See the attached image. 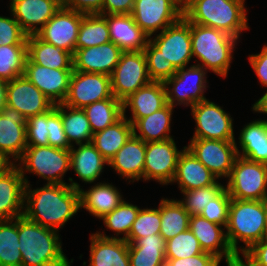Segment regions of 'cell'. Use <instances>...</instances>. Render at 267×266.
<instances>
[{
    "mask_svg": "<svg viewBox=\"0 0 267 266\" xmlns=\"http://www.w3.org/2000/svg\"><path fill=\"white\" fill-rule=\"evenodd\" d=\"M203 252L198 239L189 228L166 241V259L192 257Z\"/></svg>",
    "mask_w": 267,
    "mask_h": 266,
    "instance_id": "44",
    "label": "cell"
},
{
    "mask_svg": "<svg viewBox=\"0 0 267 266\" xmlns=\"http://www.w3.org/2000/svg\"><path fill=\"white\" fill-rule=\"evenodd\" d=\"M27 45L0 46V79L11 81L24 74Z\"/></svg>",
    "mask_w": 267,
    "mask_h": 266,
    "instance_id": "42",
    "label": "cell"
},
{
    "mask_svg": "<svg viewBox=\"0 0 267 266\" xmlns=\"http://www.w3.org/2000/svg\"><path fill=\"white\" fill-rule=\"evenodd\" d=\"M182 152L178 150L174 138L146 143L143 181L152 179L161 185L171 183Z\"/></svg>",
    "mask_w": 267,
    "mask_h": 266,
    "instance_id": "14",
    "label": "cell"
},
{
    "mask_svg": "<svg viewBox=\"0 0 267 266\" xmlns=\"http://www.w3.org/2000/svg\"><path fill=\"white\" fill-rule=\"evenodd\" d=\"M58 232L18 217L21 266H71L73 259L69 261L64 254Z\"/></svg>",
    "mask_w": 267,
    "mask_h": 266,
    "instance_id": "2",
    "label": "cell"
},
{
    "mask_svg": "<svg viewBox=\"0 0 267 266\" xmlns=\"http://www.w3.org/2000/svg\"><path fill=\"white\" fill-rule=\"evenodd\" d=\"M111 41L107 20L100 14H85L82 18L75 49L89 48Z\"/></svg>",
    "mask_w": 267,
    "mask_h": 266,
    "instance_id": "40",
    "label": "cell"
},
{
    "mask_svg": "<svg viewBox=\"0 0 267 266\" xmlns=\"http://www.w3.org/2000/svg\"><path fill=\"white\" fill-rule=\"evenodd\" d=\"M225 185L229 196L239 200H263L267 192V164L237 156Z\"/></svg>",
    "mask_w": 267,
    "mask_h": 266,
    "instance_id": "7",
    "label": "cell"
},
{
    "mask_svg": "<svg viewBox=\"0 0 267 266\" xmlns=\"http://www.w3.org/2000/svg\"><path fill=\"white\" fill-rule=\"evenodd\" d=\"M189 229L198 239L201 249L211 253L227 266L236 265L240 258L232 251L227 239L225 226L210 222L200 215H190Z\"/></svg>",
    "mask_w": 267,
    "mask_h": 266,
    "instance_id": "17",
    "label": "cell"
},
{
    "mask_svg": "<svg viewBox=\"0 0 267 266\" xmlns=\"http://www.w3.org/2000/svg\"><path fill=\"white\" fill-rule=\"evenodd\" d=\"M173 109L174 107L167 103L160 110L138 119L133 124V135L145 143L172 139L170 130Z\"/></svg>",
    "mask_w": 267,
    "mask_h": 266,
    "instance_id": "33",
    "label": "cell"
},
{
    "mask_svg": "<svg viewBox=\"0 0 267 266\" xmlns=\"http://www.w3.org/2000/svg\"><path fill=\"white\" fill-rule=\"evenodd\" d=\"M26 121L21 113L6 105L0 111V152L13 164L27 147Z\"/></svg>",
    "mask_w": 267,
    "mask_h": 266,
    "instance_id": "20",
    "label": "cell"
},
{
    "mask_svg": "<svg viewBox=\"0 0 267 266\" xmlns=\"http://www.w3.org/2000/svg\"><path fill=\"white\" fill-rule=\"evenodd\" d=\"M151 81L144 52H122L118 64L110 75L111 92L116 99L123 102Z\"/></svg>",
    "mask_w": 267,
    "mask_h": 266,
    "instance_id": "9",
    "label": "cell"
},
{
    "mask_svg": "<svg viewBox=\"0 0 267 266\" xmlns=\"http://www.w3.org/2000/svg\"><path fill=\"white\" fill-rule=\"evenodd\" d=\"M220 260L211 253L201 254L177 259H166L165 266H219Z\"/></svg>",
    "mask_w": 267,
    "mask_h": 266,
    "instance_id": "52",
    "label": "cell"
},
{
    "mask_svg": "<svg viewBox=\"0 0 267 266\" xmlns=\"http://www.w3.org/2000/svg\"><path fill=\"white\" fill-rule=\"evenodd\" d=\"M6 85L7 82L0 79V111L6 103Z\"/></svg>",
    "mask_w": 267,
    "mask_h": 266,
    "instance_id": "57",
    "label": "cell"
},
{
    "mask_svg": "<svg viewBox=\"0 0 267 266\" xmlns=\"http://www.w3.org/2000/svg\"><path fill=\"white\" fill-rule=\"evenodd\" d=\"M175 1L184 9L188 0H175Z\"/></svg>",
    "mask_w": 267,
    "mask_h": 266,
    "instance_id": "59",
    "label": "cell"
},
{
    "mask_svg": "<svg viewBox=\"0 0 267 266\" xmlns=\"http://www.w3.org/2000/svg\"><path fill=\"white\" fill-rule=\"evenodd\" d=\"M166 241L160 234L128 243L130 266H165Z\"/></svg>",
    "mask_w": 267,
    "mask_h": 266,
    "instance_id": "34",
    "label": "cell"
},
{
    "mask_svg": "<svg viewBox=\"0 0 267 266\" xmlns=\"http://www.w3.org/2000/svg\"><path fill=\"white\" fill-rule=\"evenodd\" d=\"M48 145L61 149H71V145L64 132L61 114L54 105L50 109V131L48 132Z\"/></svg>",
    "mask_w": 267,
    "mask_h": 266,
    "instance_id": "50",
    "label": "cell"
},
{
    "mask_svg": "<svg viewBox=\"0 0 267 266\" xmlns=\"http://www.w3.org/2000/svg\"><path fill=\"white\" fill-rule=\"evenodd\" d=\"M262 201H263V203L265 205V209H266V213H267V192L265 193Z\"/></svg>",
    "mask_w": 267,
    "mask_h": 266,
    "instance_id": "60",
    "label": "cell"
},
{
    "mask_svg": "<svg viewBox=\"0 0 267 266\" xmlns=\"http://www.w3.org/2000/svg\"><path fill=\"white\" fill-rule=\"evenodd\" d=\"M225 228L228 243L240 258V253L242 256L267 237V213L263 201L232 198ZM239 242H243L245 247H239Z\"/></svg>",
    "mask_w": 267,
    "mask_h": 266,
    "instance_id": "3",
    "label": "cell"
},
{
    "mask_svg": "<svg viewBox=\"0 0 267 266\" xmlns=\"http://www.w3.org/2000/svg\"><path fill=\"white\" fill-rule=\"evenodd\" d=\"M18 218L0 220V266H21Z\"/></svg>",
    "mask_w": 267,
    "mask_h": 266,
    "instance_id": "41",
    "label": "cell"
},
{
    "mask_svg": "<svg viewBox=\"0 0 267 266\" xmlns=\"http://www.w3.org/2000/svg\"><path fill=\"white\" fill-rule=\"evenodd\" d=\"M196 127L191 139L235 141L233 120L223 107L209 99L191 107Z\"/></svg>",
    "mask_w": 267,
    "mask_h": 266,
    "instance_id": "10",
    "label": "cell"
},
{
    "mask_svg": "<svg viewBox=\"0 0 267 266\" xmlns=\"http://www.w3.org/2000/svg\"><path fill=\"white\" fill-rule=\"evenodd\" d=\"M47 184L31 189L25 184L23 216L43 227L59 231L80 210V184Z\"/></svg>",
    "mask_w": 267,
    "mask_h": 266,
    "instance_id": "1",
    "label": "cell"
},
{
    "mask_svg": "<svg viewBox=\"0 0 267 266\" xmlns=\"http://www.w3.org/2000/svg\"><path fill=\"white\" fill-rule=\"evenodd\" d=\"M236 141L191 139L186 148L219 180L229 177L238 156Z\"/></svg>",
    "mask_w": 267,
    "mask_h": 266,
    "instance_id": "13",
    "label": "cell"
},
{
    "mask_svg": "<svg viewBox=\"0 0 267 266\" xmlns=\"http://www.w3.org/2000/svg\"><path fill=\"white\" fill-rule=\"evenodd\" d=\"M141 208L137 205L129 203L125 200L116 207L111 213L106 214L101 220L105 227L113 232L116 236H107L105 232H96V234L106 239H123L126 240L129 236L131 227ZM123 235V237H119Z\"/></svg>",
    "mask_w": 267,
    "mask_h": 266,
    "instance_id": "39",
    "label": "cell"
},
{
    "mask_svg": "<svg viewBox=\"0 0 267 266\" xmlns=\"http://www.w3.org/2000/svg\"><path fill=\"white\" fill-rule=\"evenodd\" d=\"M252 110L256 113L267 114V91L252 105Z\"/></svg>",
    "mask_w": 267,
    "mask_h": 266,
    "instance_id": "56",
    "label": "cell"
},
{
    "mask_svg": "<svg viewBox=\"0 0 267 266\" xmlns=\"http://www.w3.org/2000/svg\"><path fill=\"white\" fill-rule=\"evenodd\" d=\"M104 0H64V8L83 14H99L102 11Z\"/></svg>",
    "mask_w": 267,
    "mask_h": 266,
    "instance_id": "53",
    "label": "cell"
},
{
    "mask_svg": "<svg viewBox=\"0 0 267 266\" xmlns=\"http://www.w3.org/2000/svg\"><path fill=\"white\" fill-rule=\"evenodd\" d=\"M232 266H242V265L238 263V264H236V265H232Z\"/></svg>",
    "mask_w": 267,
    "mask_h": 266,
    "instance_id": "61",
    "label": "cell"
},
{
    "mask_svg": "<svg viewBox=\"0 0 267 266\" xmlns=\"http://www.w3.org/2000/svg\"><path fill=\"white\" fill-rule=\"evenodd\" d=\"M239 264L242 266H267V237L245 252L240 257Z\"/></svg>",
    "mask_w": 267,
    "mask_h": 266,
    "instance_id": "51",
    "label": "cell"
},
{
    "mask_svg": "<svg viewBox=\"0 0 267 266\" xmlns=\"http://www.w3.org/2000/svg\"><path fill=\"white\" fill-rule=\"evenodd\" d=\"M77 146L73 145L70 149V169H74L82 182L94 183L109 163L92 143Z\"/></svg>",
    "mask_w": 267,
    "mask_h": 266,
    "instance_id": "30",
    "label": "cell"
},
{
    "mask_svg": "<svg viewBox=\"0 0 267 266\" xmlns=\"http://www.w3.org/2000/svg\"><path fill=\"white\" fill-rule=\"evenodd\" d=\"M249 62L262 86L267 87V44L258 54H251Z\"/></svg>",
    "mask_w": 267,
    "mask_h": 266,
    "instance_id": "54",
    "label": "cell"
},
{
    "mask_svg": "<svg viewBox=\"0 0 267 266\" xmlns=\"http://www.w3.org/2000/svg\"><path fill=\"white\" fill-rule=\"evenodd\" d=\"M27 57L35 64L52 69H73V55L41 40L36 34L27 36Z\"/></svg>",
    "mask_w": 267,
    "mask_h": 266,
    "instance_id": "32",
    "label": "cell"
},
{
    "mask_svg": "<svg viewBox=\"0 0 267 266\" xmlns=\"http://www.w3.org/2000/svg\"><path fill=\"white\" fill-rule=\"evenodd\" d=\"M150 42L160 50V55L172 63L174 68L188 66L192 59L191 23L183 16L176 23L168 26Z\"/></svg>",
    "mask_w": 267,
    "mask_h": 266,
    "instance_id": "11",
    "label": "cell"
},
{
    "mask_svg": "<svg viewBox=\"0 0 267 266\" xmlns=\"http://www.w3.org/2000/svg\"><path fill=\"white\" fill-rule=\"evenodd\" d=\"M73 69H52L25 61L24 76L32 82L54 105L65 101Z\"/></svg>",
    "mask_w": 267,
    "mask_h": 266,
    "instance_id": "19",
    "label": "cell"
},
{
    "mask_svg": "<svg viewBox=\"0 0 267 266\" xmlns=\"http://www.w3.org/2000/svg\"><path fill=\"white\" fill-rule=\"evenodd\" d=\"M167 104L163 82L151 81L123 101V113L130 109L127 120L133 125L138 119L148 116Z\"/></svg>",
    "mask_w": 267,
    "mask_h": 266,
    "instance_id": "26",
    "label": "cell"
},
{
    "mask_svg": "<svg viewBox=\"0 0 267 266\" xmlns=\"http://www.w3.org/2000/svg\"><path fill=\"white\" fill-rule=\"evenodd\" d=\"M239 135L240 147L236 146L238 156L267 164V119L251 121L242 128Z\"/></svg>",
    "mask_w": 267,
    "mask_h": 266,
    "instance_id": "31",
    "label": "cell"
},
{
    "mask_svg": "<svg viewBox=\"0 0 267 266\" xmlns=\"http://www.w3.org/2000/svg\"><path fill=\"white\" fill-rule=\"evenodd\" d=\"M135 23L150 37L162 32L183 17V8L175 0H135L131 12Z\"/></svg>",
    "mask_w": 267,
    "mask_h": 266,
    "instance_id": "12",
    "label": "cell"
},
{
    "mask_svg": "<svg viewBox=\"0 0 267 266\" xmlns=\"http://www.w3.org/2000/svg\"><path fill=\"white\" fill-rule=\"evenodd\" d=\"M122 52L111 41L98 46L75 49L73 70L110 76L118 64Z\"/></svg>",
    "mask_w": 267,
    "mask_h": 266,
    "instance_id": "22",
    "label": "cell"
},
{
    "mask_svg": "<svg viewBox=\"0 0 267 266\" xmlns=\"http://www.w3.org/2000/svg\"><path fill=\"white\" fill-rule=\"evenodd\" d=\"M239 39L212 27L191 23L192 55L196 65L226 78Z\"/></svg>",
    "mask_w": 267,
    "mask_h": 266,
    "instance_id": "5",
    "label": "cell"
},
{
    "mask_svg": "<svg viewBox=\"0 0 267 266\" xmlns=\"http://www.w3.org/2000/svg\"><path fill=\"white\" fill-rule=\"evenodd\" d=\"M143 52L147 62L148 74L152 81L164 82L176 73L177 70L172 63L164 59L160 55V50L150 41Z\"/></svg>",
    "mask_w": 267,
    "mask_h": 266,
    "instance_id": "46",
    "label": "cell"
},
{
    "mask_svg": "<svg viewBox=\"0 0 267 266\" xmlns=\"http://www.w3.org/2000/svg\"><path fill=\"white\" fill-rule=\"evenodd\" d=\"M217 179L186 146L183 147L171 184L176 182L179 186L178 188L183 192L210 185H223Z\"/></svg>",
    "mask_w": 267,
    "mask_h": 266,
    "instance_id": "25",
    "label": "cell"
},
{
    "mask_svg": "<svg viewBox=\"0 0 267 266\" xmlns=\"http://www.w3.org/2000/svg\"><path fill=\"white\" fill-rule=\"evenodd\" d=\"M160 216L159 234L165 241L189 228L190 214L177 199L162 198L160 200Z\"/></svg>",
    "mask_w": 267,
    "mask_h": 266,
    "instance_id": "37",
    "label": "cell"
},
{
    "mask_svg": "<svg viewBox=\"0 0 267 266\" xmlns=\"http://www.w3.org/2000/svg\"><path fill=\"white\" fill-rule=\"evenodd\" d=\"M107 20L111 42L123 52L144 51L150 41L131 14L103 15Z\"/></svg>",
    "mask_w": 267,
    "mask_h": 266,
    "instance_id": "24",
    "label": "cell"
},
{
    "mask_svg": "<svg viewBox=\"0 0 267 266\" xmlns=\"http://www.w3.org/2000/svg\"><path fill=\"white\" fill-rule=\"evenodd\" d=\"M111 96L110 76L73 70L69 81V91L63 104L83 109L91 103Z\"/></svg>",
    "mask_w": 267,
    "mask_h": 266,
    "instance_id": "15",
    "label": "cell"
},
{
    "mask_svg": "<svg viewBox=\"0 0 267 266\" xmlns=\"http://www.w3.org/2000/svg\"><path fill=\"white\" fill-rule=\"evenodd\" d=\"M13 163L0 152V173L5 171L8 167H10Z\"/></svg>",
    "mask_w": 267,
    "mask_h": 266,
    "instance_id": "58",
    "label": "cell"
},
{
    "mask_svg": "<svg viewBox=\"0 0 267 266\" xmlns=\"http://www.w3.org/2000/svg\"><path fill=\"white\" fill-rule=\"evenodd\" d=\"M50 131V110L26 121L27 146H48V132Z\"/></svg>",
    "mask_w": 267,
    "mask_h": 266,
    "instance_id": "47",
    "label": "cell"
},
{
    "mask_svg": "<svg viewBox=\"0 0 267 266\" xmlns=\"http://www.w3.org/2000/svg\"><path fill=\"white\" fill-rule=\"evenodd\" d=\"M231 199L224 188L215 198L210 200V203L204 207L199 215L210 222L226 227Z\"/></svg>",
    "mask_w": 267,
    "mask_h": 266,
    "instance_id": "48",
    "label": "cell"
},
{
    "mask_svg": "<svg viewBox=\"0 0 267 266\" xmlns=\"http://www.w3.org/2000/svg\"><path fill=\"white\" fill-rule=\"evenodd\" d=\"M90 241L89 266H130L126 240L106 239L93 233Z\"/></svg>",
    "mask_w": 267,
    "mask_h": 266,
    "instance_id": "29",
    "label": "cell"
},
{
    "mask_svg": "<svg viewBox=\"0 0 267 266\" xmlns=\"http://www.w3.org/2000/svg\"><path fill=\"white\" fill-rule=\"evenodd\" d=\"M245 0H188L183 16L190 22L240 38L248 27Z\"/></svg>",
    "mask_w": 267,
    "mask_h": 266,
    "instance_id": "4",
    "label": "cell"
},
{
    "mask_svg": "<svg viewBox=\"0 0 267 266\" xmlns=\"http://www.w3.org/2000/svg\"><path fill=\"white\" fill-rule=\"evenodd\" d=\"M132 135L133 125L123 113V117L115 124L94 133L91 143L109 162Z\"/></svg>",
    "mask_w": 267,
    "mask_h": 266,
    "instance_id": "35",
    "label": "cell"
},
{
    "mask_svg": "<svg viewBox=\"0 0 267 266\" xmlns=\"http://www.w3.org/2000/svg\"><path fill=\"white\" fill-rule=\"evenodd\" d=\"M24 192L25 181L16 164L0 173V220L23 216Z\"/></svg>",
    "mask_w": 267,
    "mask_h": 266,
    "instance_id": "23",
    "label": "cell"
},
{
    "mask_svg": "<svg viewBox=\"0 0 267 266\" xmlns=\"http://www.w3.org/2000/svg\"><path fill=\"white\" fill-rule=\"evenodd\" d=\"M17 162L25 184H29L27 172L46 180L47 184H67L63 178L70 170V149L49 145L27 146Z\"/></svg>",
    "mask_w": 267,
    "mask_h": 266,
    "instance_id": "6",
    "label": "cell"
},
{
    "mask_svg": "<svg viewBox=\"0 0 267 266\" xmlns=\"http://www.w3.org/2000/svg\"><path fill=\"white\" fill-rule=\"evenodd\" d=\"M224 188V185H210L183 191L181 193L184 198L178 201L190 215H199L204 207L210 203V200L215 198Z\"/></svg>",
    "mask_w": 267,
    "mask_h": 266,
    "instance_id": "45",
    "label": "cell"
},
{
    "mask_svg": "<svg viewBox=\"0 0 267 266\" xmlns=\"http://www.w3.org/2000/svg\"><path fill=\"white\" fill-rule=\"evenodd\" d=\"M94 133L115 124L123 117V102L113 95L110 98L91 103L83 108Z\"/></svg>",
    "mask_w": 267,
    "mask_h": 266,
    "instance_id": "38",
    "label": "cell"
},
{
    "mask_svg": "<svg viewBox=\"0 0 267 266\" xmlns=\"http://www.w3.org/2000/svg\"><path fill=\"white\" fill-rule=\"evenodd\" d=\"M5 105L16 109L26 119L49 111L54 106L24 75L7 82Z\"/></svg>",
    "mask_w": 267,
    "mask_h": 266,
    "instance_id": "18",
    "label": "cell"
},
{
    "mask_svg": "<svg viewBox=\"0 0 267 266\" xmlns=\"http://www.w3.org/2000/svg\"><path fill=\"white\" fill-rule=\"evenodd\" d=\"M79 193L80 209L87 210L98 219H102L106 214L111 213L124 200L119 189L108 182H98L86 191L79 188Z\"/></svg>",
    "mask_w": 267,
    "mask_h": 266,
    "instance_id": "28",
    "label": "cell"
},
{
    "mask_svg": "<svg viewBox=\"0 0 267 266\" xmlns=\"http://www.w3.org/2000/svg\"><path fill=\"white\" fill-rule=\"evenodd\" d=\"M135 0H104L100 15L131 14Z\"/></svg>",
    "mask_w": 267,
    "mask_h": 266,
    "instance_id": "55",
    "label": "cell"
},
{
    "mask_svg": "<svg viewBox=\"0 0 267 266\" xmlns=\"http://www.w3.org/2000/svg\"><path fill=\"white\" fill-rule=\"evenodd\" d=\"M146 143L132 135L108 162L120 177L130 182L143 179Z\"/></svg>",
    "mask_w": 267,
    "mask_h": 266,
    "instance_id": "27",
    "label": "cell"
},
{
    "mask_svg": "<svg viewBox=\"0 0 267 266\" xmlns=\"http://www.w3.org/2000/svg\"><path fill=\"white\" fill-rule=\"evenodd\" d=\"M207 70L199 65H191L189 68L177 69L176 73L163 84L166 90L167 103L173 107L176 105L194 106L198 102L206 100L204 96L207 86Z\"/></svg>",
    "mask_w": 267,
    "mask_h": 266,
    "instance_id": "8",
    "label": "cell"
},
{
    "mask_svg": "<svg viewBox=\"0 0 267 266\" xmlns=\"http://www.w3.org/2000/svg\"><path fill=\"white\" fill-rule=\"evenodd\" d=\"M56 109L61 114L64 132L71 146L92 142L93 132L83 109L72 108L63 103L56 104Z\"/></svg>",
    "mask_w": 267,
    "mask_h": 266,
    "instance_id": "36",
    "label": "cell"
},
{
    "mask_svg": "<svg viewBox=\"0 0 267 266\" xmlns=\"http://www.w3.org/2000/svg\"><path fill=\"white\" fill-rule=\"evenodd\" d=\"M59 0H10V12L29 36L36 34L60 9Z\"/></svg>",
    "mask_w": 267,
    "mask_h": 266,
    "instance_id": "21",
    "label": "cell"
},
{
    "mask_svg": "<svg viewBox=\"0 0 267 266\" xmlns=\"http://www.w3.org/2000/svg\"><path fill=\"white\" fill-rule=\"evenodd\" d=\"M84 15L83 13L61 6L36 35L41 40L70 52L73 55L78 30Z\"/></svg>",
    "mask_w": 267,
    "mask_h": 266,
    "instance_id": "16",
    "label": "cell"
},
{
    "mask_svg": "<svg viewBox=\"0 0 267 266\" xmlns=\"http://www.w3.org/2000/svg\"><path fill=\"white\" fill-rule=\"evenodd\" d=\"M0 16V46L2 45H27V34L14 19Z\"/></svg>",
    "mask_w": 267,
    "mask_h": 266,
    "instance_id": "49",
    "label": "cell"
},
{
    "mask_svg": "<svg viewBox=\"0 0 267 266\" xmlns=\"http://www.w3.org/2000/svg\"><path fill=\"white\" fill-rule=\"evenodd\" d=\"M160 203L157 208H141L132 224L126 241L134 243L137 239L160 233Z\"/></svg>",
    "mask_w": 267,
    "mask_h": 266,
    "instance_id": "43",
    "label": "cell"
}]
</instances>
